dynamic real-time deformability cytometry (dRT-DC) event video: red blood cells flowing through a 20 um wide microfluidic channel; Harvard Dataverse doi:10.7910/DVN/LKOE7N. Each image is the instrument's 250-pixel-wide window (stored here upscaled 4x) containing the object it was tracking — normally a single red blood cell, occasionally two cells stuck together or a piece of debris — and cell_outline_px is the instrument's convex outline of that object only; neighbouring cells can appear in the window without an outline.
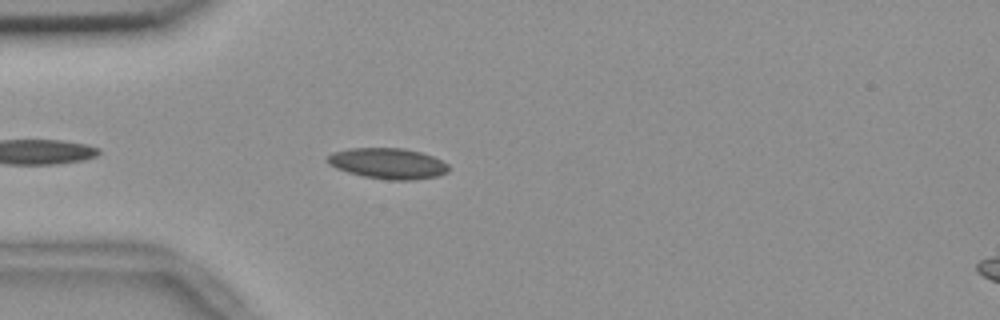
{"species": "common noctule bat (a hibernating species)", "species_latin": "Nyctalus noctula", "temperature_condition": "room temperature", "stored_images_in_passage": 10, "camera_frame_rate_fps": 3000, "um_per_image_px": 0.085, "animal": {"sex": "female", "body_mass_g": 18.4}, "frame": {"image": 1, "passage_image": 5, "time_ms": 1.333, "image_size_px": [1000, 320], "cell_outline_px": [[448, 172], [436, 176], [412, 180], [388, 180], [364, 176], [348, 172], [336, 168], [328, 164], [324, 160], [332, 152], [348, 148], [404, 148], [420, 152], [432, 156], [448, 164]], "centroid_in_image_um": [32.93, 13.89], "position_along_channel_um": 52.1, "area_um2": 21.73}}